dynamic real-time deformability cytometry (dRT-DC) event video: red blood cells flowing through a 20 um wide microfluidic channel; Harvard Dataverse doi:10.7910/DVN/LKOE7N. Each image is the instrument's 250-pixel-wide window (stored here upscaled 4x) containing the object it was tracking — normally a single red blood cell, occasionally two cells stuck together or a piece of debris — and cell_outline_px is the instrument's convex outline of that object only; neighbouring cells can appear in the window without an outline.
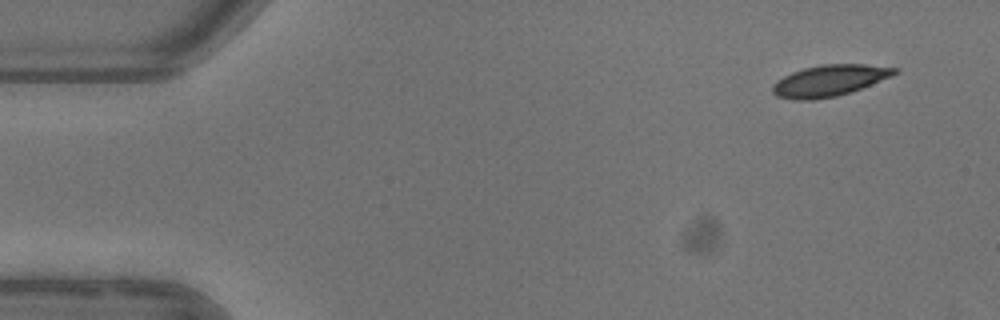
{"species": "common noctule bat (a hibernating species)", "species_latin": "Nyctalus noctula", "temperature_condition": "warm", "stored_images_in_passage": 4, "camera_frame_rate_fps": 3000, "um_per_image_px": 0.085, "animal": {"sex": "female"}, "frame": {"image": 1, "passage_image": 1, "time_ms": 0.0, "image_size_px": [1000, 320], "cell_outline_px": [[900, 72], [892, 76], [852, 92], [836, 96], [812, 100], [792, 100], [776, 96], [772, 92], [772, 84], [776, 80], [792, 72], [804, 68], [824, 64], [864, 64], [900, 68]], "centroid_in_image_um": [70.51, 6.85], "position_along_channel_um": 14.5, "area_um2": 22.48}}
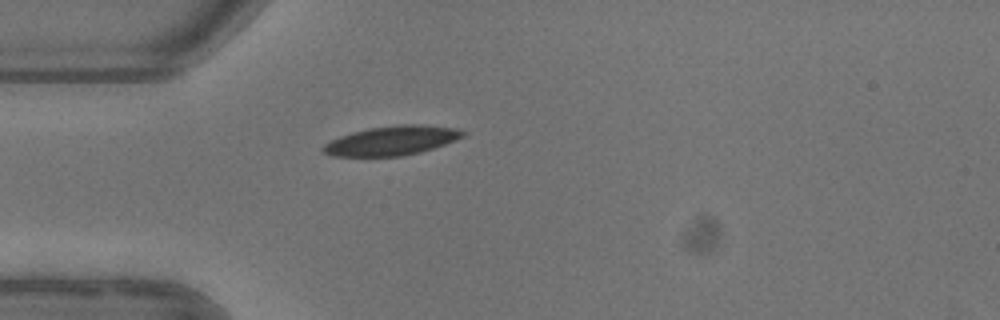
{"frame": {"image": 2, "passage_image": 4, "time_ms": 3.667, "image_size_px": [1000, 320], "cell_outline_px": [[464, 136], [444, 144], [420, 152], [400, 156], [332, 156], [324, 152], [320, 148], [324, 144], [340, 136], [352, 132], [368, 128], [396, 124], [420, 124], [456, 128], [464, 132]], "centroid_in_image_um": [33.27, 11.94], "position_along_channel_um": 51.7, "area_um2": 23.7}}